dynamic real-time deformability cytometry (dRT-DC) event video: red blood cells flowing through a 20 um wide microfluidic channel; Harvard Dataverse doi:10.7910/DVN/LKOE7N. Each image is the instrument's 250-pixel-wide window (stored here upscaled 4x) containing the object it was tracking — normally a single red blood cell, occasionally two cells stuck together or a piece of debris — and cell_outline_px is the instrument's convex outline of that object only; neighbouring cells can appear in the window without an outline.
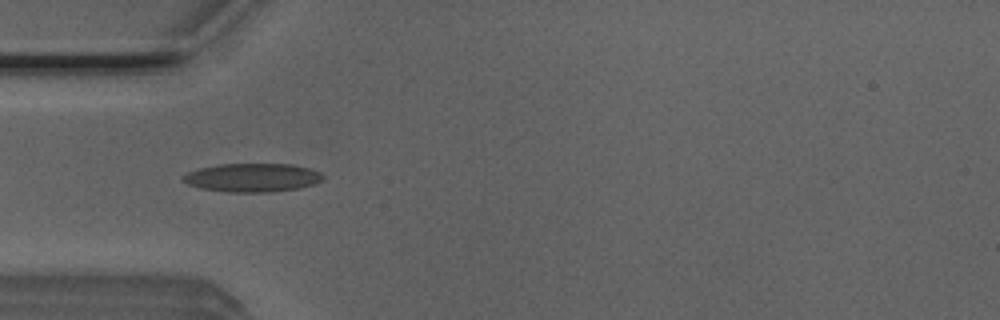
{"species": "Egyptian fruit bat (a non-hibernating species)", "species_latin": "Rousettus aegyptiacus", "temperature_condition": "room temperature", "stored_images_in_passage": 5, "camera_frame_rate_fps": 3000, "um_per_image_px": 0.085, "animal": {"sex": "male"}, "frame": {"image": 1, "passage_image": 5, "time_ms": 1.333, "image_size_px": [1000, 320], "cell_outline_px": [[324, 180], [316, 184], [300, 188], [272, 192], [224, 192], [200, 188], [188, 184], [180, 180], [188, 172], [200, 168], [220, 164], [292, 164], [308, 168], [320, 172], [324, 176]], "centroid_in_image_um": [21.48, 15.1], "position_along_channel_um": 63.5, "area_um2": 23.47}}